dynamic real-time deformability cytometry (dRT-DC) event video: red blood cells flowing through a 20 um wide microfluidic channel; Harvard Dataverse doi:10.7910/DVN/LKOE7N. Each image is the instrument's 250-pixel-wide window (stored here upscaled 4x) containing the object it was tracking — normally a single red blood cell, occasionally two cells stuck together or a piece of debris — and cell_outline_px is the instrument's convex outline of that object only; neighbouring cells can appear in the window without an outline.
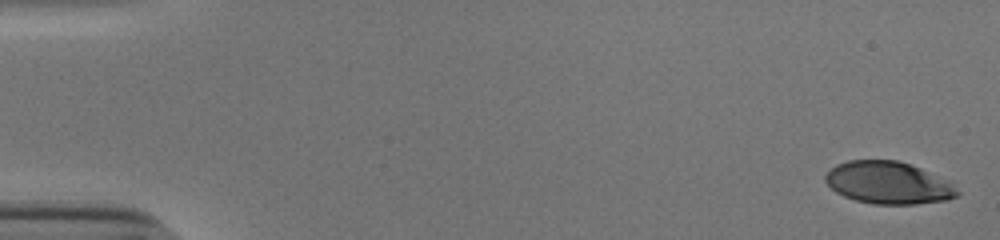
{"species": "human", "species_latin": "Homo sapiens", "temperature_condition": "cold", "stored_images_in_passage": 12, "camera_frame_rate_fps": 3000, "um_per_image_px": 0.085, "donor": {"sex": "male"}, "frame": {"image": 1, "passage_image": 1, "time_ms": 0.0, "image_size_px": [1000, 240], "cell_outline_px": [[960, 192], [956, 196], [944, 200], [916, 204], [872, 204], [856, 200], [844, 196], [836, 192], [824, 180], [824, 176], [836, 164], [848, 160], [896, 160], [920, 168], [948, 184]], "centroid_in_image_um": [75.41, 15.54], "position_along_channel_um": 9.6, "area_um2": 31.73}}